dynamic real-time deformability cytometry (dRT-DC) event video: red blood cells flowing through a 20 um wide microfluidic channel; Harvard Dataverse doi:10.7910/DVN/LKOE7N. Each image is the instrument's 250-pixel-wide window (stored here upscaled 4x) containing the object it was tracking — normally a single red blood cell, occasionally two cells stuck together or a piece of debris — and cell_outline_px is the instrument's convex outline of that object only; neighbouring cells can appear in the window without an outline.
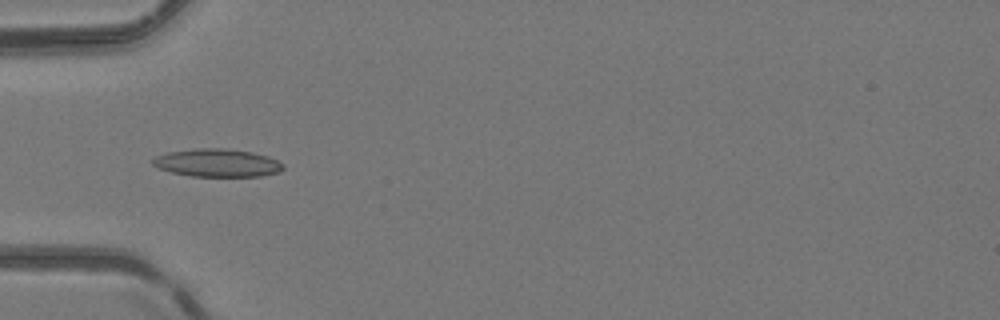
{"species": "common noctule bat (a hibernating species)", "species_latin": "Nyctalus noctula", "temperature_condition": "room temperature", "stored_images_in_passage": 4, "camera_frame_rate_fps": 3000, "um_per_image_px": 0.085, "animal": {"sex": "female", "body_mass_g": 24.6, "forearm_length_mm": 56.2}, "frame": {"image": 1, "passage_image": 3, "time_ms": 3.333, "image_size_px": [1000, 320], "cell_outline_px": [[284, 168], [280, 172], [260, 176], [192, 176], [172, 172], [160, 168], [152, 164], [152, 160], [156, 156], [168, 152], [196, 148], [224, 148], [252, 152], [268, 156], [284, 164]], "centroid_in_image_um": [18.49, 13.84], "position_along_channel_um": 66.5, "area_um2": 21.15}}
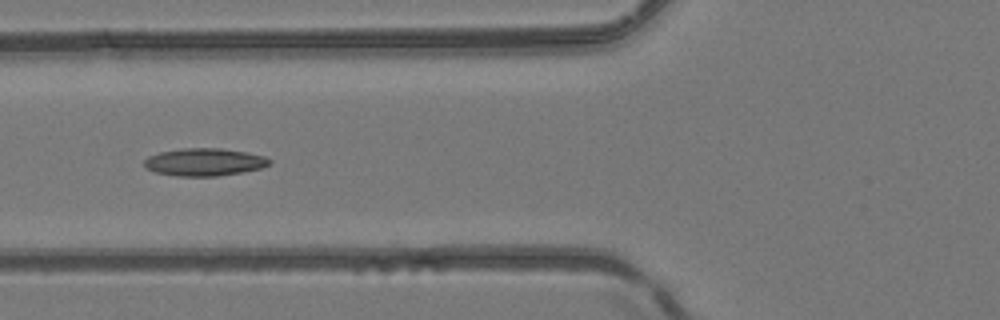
{"frame": {"image": 2, "passage_image": 4, "time_ms": 4.333, "image_size_px": [1000, 320], "cell_outline_px": [[272, 164], [260, 168], [240, 172], [216, 176], [176, 176], [156, 172], [144, 168], [144, 160], [148, 156], [160, 152], [180, 148], [220, 148], [248, 152], [264, 156], [272, 160]], "centroid_in_image_um": [17.36, 13.77], "position_along_channel_um": 108.4, "area_um2": 20.23}}